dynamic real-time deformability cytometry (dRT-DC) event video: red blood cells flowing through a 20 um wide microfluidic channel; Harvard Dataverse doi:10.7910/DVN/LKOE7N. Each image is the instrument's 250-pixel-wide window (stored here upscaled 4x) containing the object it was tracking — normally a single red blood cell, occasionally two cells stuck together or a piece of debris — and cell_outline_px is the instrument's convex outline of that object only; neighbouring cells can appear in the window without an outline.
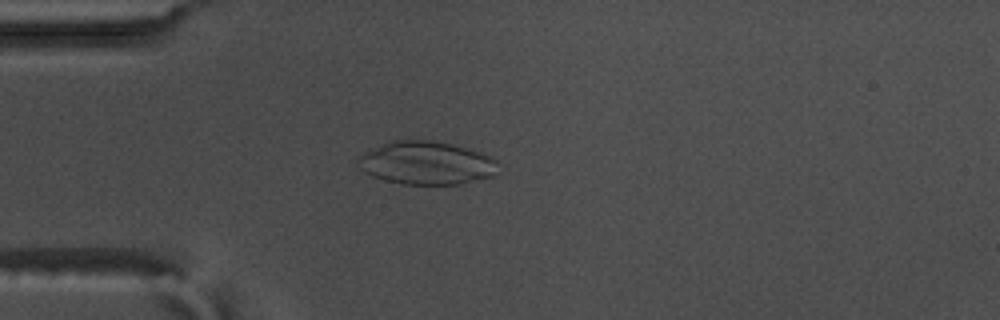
{"species": "common noctule bat (a hibernating species)", "species_latin": "Nyctalus noctula", "temperature_condition": "warm", "stored_images_in_passage": 57, "camera_frame_rate_fps": 3000, "um_per_image_px": 0.085, "animal": {"sex": "male", "body_mass_g": 17.5, "forearm_length_mm": 52.3}, "frame": {"image": 1, "passage_image": 16, "time_ms": 5.0, "image_size_px": [1000, 320], "cell_outline_px": [[496, 160], [492, 176], [460, 184], [400, 184], [384, 180], [372, 176], [364, 172], [360, 168], [356, 160], [360, 156], [392, 140], [428, 140], [452, 144], [480, 152], [492, 156]], "centroid_in_image_um": [36.22, 13.86], "position_along_channel_um": 48.8, "area_um2": 34.74}}
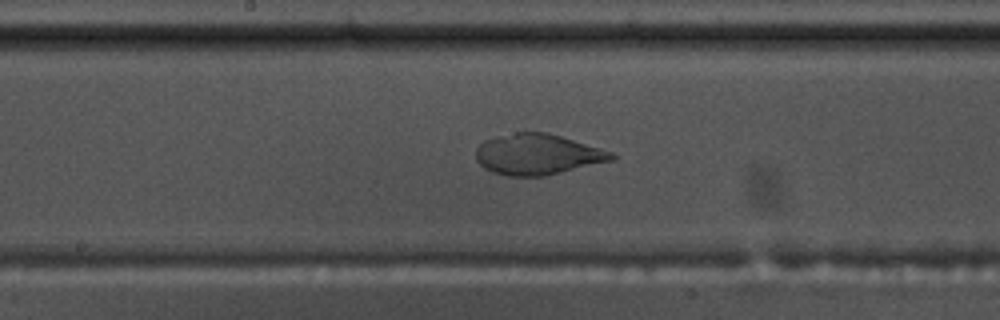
{"frame": {"image": 2, "passage_image": 30, "time_ms": 9.667, "image_size_px": [1000, 320], "cell_outline_px": [[616, 156], [612, 160], [544, 176], [504, 176], [492, 172], [484, 168], [476, 160], [476, 148], [484, 140], [496, 136], [516, 132], [548, 132], [600, 148], [612, 152]], "centroid_in_image_um": [45.64, 13.12], "position_along_channel_um": 202.6, "area_um2": 32.14}}
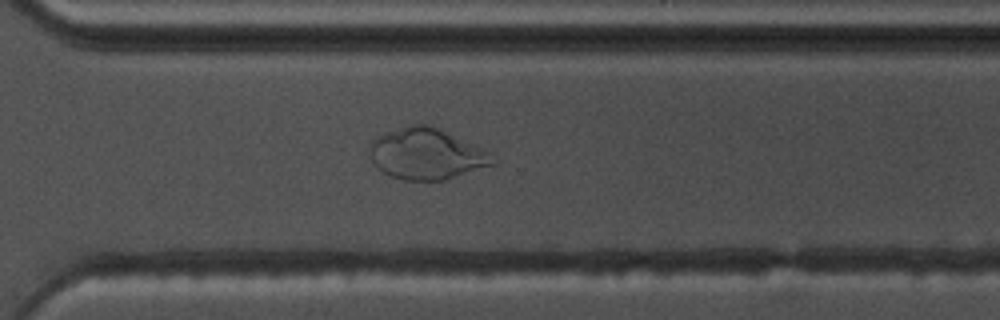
{"frame": {"image": 3, "passage_image": 41, "time_ms": 13.333, "image_size_px": [1000, 320], "cell_outline_px": [[496, 164], [444, 180], [404, 180], [392, 176], [376, 168], [372, 164], [372, 140], [384, 132], [408, 124], [428, 124], [472, 144], [488, 152]], "centroid_in_image_um": [36.22, 13.09], "position_along_channel_um": 334.4, "area_um2": 36.01}}